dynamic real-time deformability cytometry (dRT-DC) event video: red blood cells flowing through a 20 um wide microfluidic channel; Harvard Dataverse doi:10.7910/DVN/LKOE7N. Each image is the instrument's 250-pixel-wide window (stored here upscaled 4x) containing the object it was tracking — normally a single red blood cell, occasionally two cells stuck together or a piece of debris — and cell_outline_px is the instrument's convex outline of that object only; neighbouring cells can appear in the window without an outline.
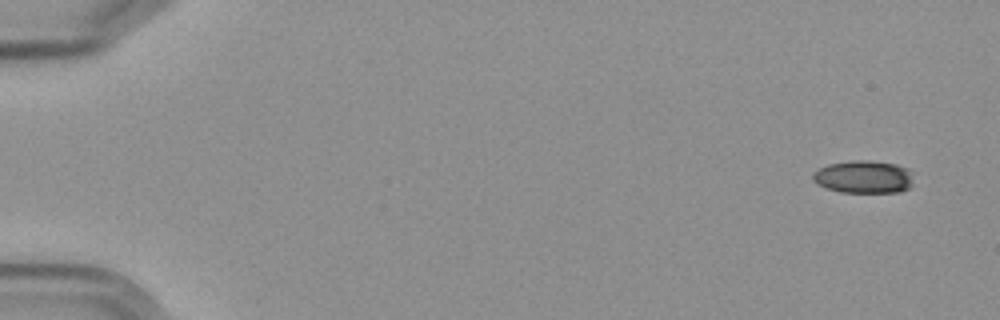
{"species": "Egyptian fruit bat (a non-hibernating species)", "species_latin": "Rousettus aegyptiacus", "temperature_condition": "cold", "stored_images_in_passage": 7, "camera_frame_rate_fps": 3000, "um_per_image_px": 0.085, "frame": {"image": 1, "passage_image": 1, "time_ms": 0.0, "image_size_px": [1000, 320], "cell_outline_px": [[912, 184], [908, 188], [900, 192], [840, 192], [816, 184], [812, 180], [812, 176], [820, 168], [828, 164], [852, 160], [868, 160], [896, 164], [908, 168]], "centroid_in_image_um": [73.39, 15.03], "position_along_channel_um": 11.6, "area_um2": 19.07}}
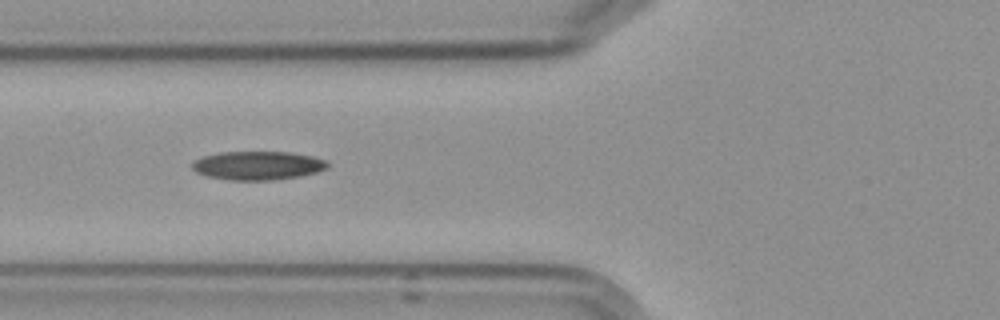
{"frame": {"image": 2, "passage_image": 6, "time_ms": 6.667, "image_size_px": [1000, 320], "cell_outline_px": [[328, 168], [316, 172], [300, 176], [272, 180], [228, 180], [208, 176], [196, 172], [192, 168], [192, 164], [196, 160], [204, 156], [220, 152], [288, 152], [312, 156], [324, 160], [328, 164]], "centroid_in_image_um": [21.91, 14.07], "position_along_channel_um": 103.9, "area_um2": 22.43}}
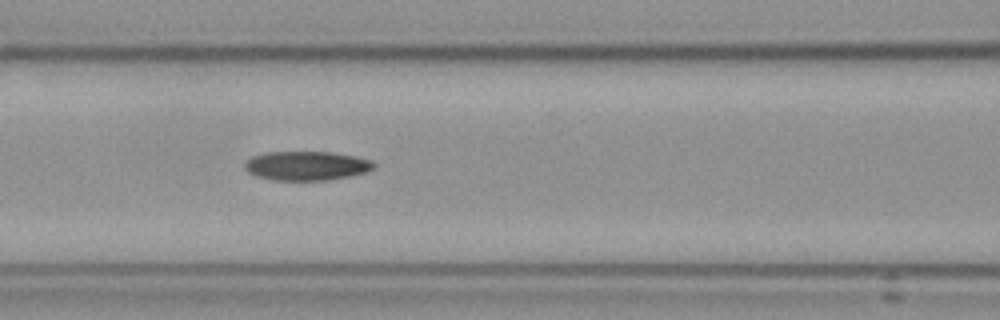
{"frame": {"image": 3, "passage_image": 7, "time_ms": 7.667, "image_size_px": [1000, 320], "cell_outline_px": [[376, 164], [372, 168], [364, 172], [348, 176], [328, 180], [272, 180], [256, 176], [248, 172], [244, 168], [244, 164], [252, 156], [264, 152], [328, 152], [352, 156], [368, 160]], "centroid_in_image_um": [25.97, 14.09], "position_along_channel_um": 140.6, "area_um2": 21.62}}